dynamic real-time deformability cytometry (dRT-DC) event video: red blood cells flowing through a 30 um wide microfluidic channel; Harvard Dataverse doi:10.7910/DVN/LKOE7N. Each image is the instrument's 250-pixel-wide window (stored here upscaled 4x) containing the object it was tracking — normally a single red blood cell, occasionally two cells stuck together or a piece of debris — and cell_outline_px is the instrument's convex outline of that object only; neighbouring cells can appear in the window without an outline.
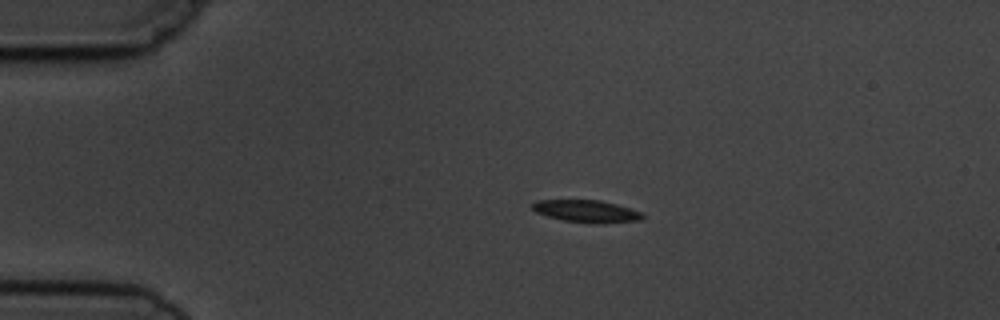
{"species": "common noctule bat (a hibernating species)", "species_latin": "Nyctalus noctula", "temperature_condition": "cold", "stored_images_in_passage": 3, "camera_frame_rate_fps": 3000, "um_per_image_px": 0.085, "animal": {"sex": "male", "body_mass_g": 19.5, "forearm_length_mm": 54.6}, "frame": {"image": 1, "passage_image": 2, "time_ms": 2.0, "image_size_px": [1000, 320], "cell_outline_px": [[644, 216], [640, 220], [604, 224], [592, 224], [564, 220], [548, 216], [536, 212], [532, 208], [532, 204], [536, 200], [600, 200], [616, 204], [644, 212]], "centroid_in_image_um": [49.9, 17.96], "position_along_channel_um": 35.1, "area_um2": 14.45}}